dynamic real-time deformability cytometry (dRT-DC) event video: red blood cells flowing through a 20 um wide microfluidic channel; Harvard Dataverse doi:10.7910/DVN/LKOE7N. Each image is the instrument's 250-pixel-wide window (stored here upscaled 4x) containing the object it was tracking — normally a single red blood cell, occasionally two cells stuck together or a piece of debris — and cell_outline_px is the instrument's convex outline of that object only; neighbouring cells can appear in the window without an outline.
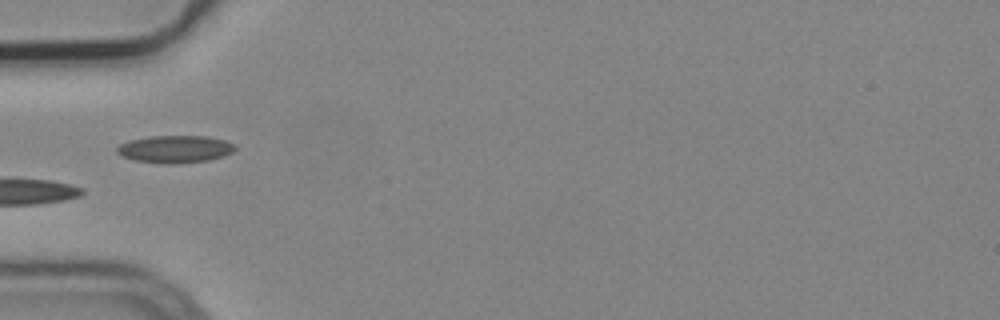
{"species": "common noctule bat (a hibernating species)", "species_latin": "Nyctalus noctula", "temperature_condition": "cold", "stored_images_in_passage": 1, "camera_frame_rate_fps": 3000, "um_per_image_px": 0.085, "animal": {"sex": "male", "body_mass_g": 19.2, "forearm_length_mm": 51.8}, "frame": {"image": 1, "passage_image": 1, "time_ms": 0.0, "image_size_px": [1000, 320], "cell_outline_px": [[236, 148], [232, 152], [224, 156], [208, 160], [172, 164], [168, 164], [132, 160], [120, 156], [116, 152], [116, 148], [120, 144], [128, 140], [148, 136], [208, 136], [224, 140], [236, 144]], "centroid_in_image_um": [14.85, 12.67], "position_along_channel_um": 70.1, "area_um2": 19.07}}